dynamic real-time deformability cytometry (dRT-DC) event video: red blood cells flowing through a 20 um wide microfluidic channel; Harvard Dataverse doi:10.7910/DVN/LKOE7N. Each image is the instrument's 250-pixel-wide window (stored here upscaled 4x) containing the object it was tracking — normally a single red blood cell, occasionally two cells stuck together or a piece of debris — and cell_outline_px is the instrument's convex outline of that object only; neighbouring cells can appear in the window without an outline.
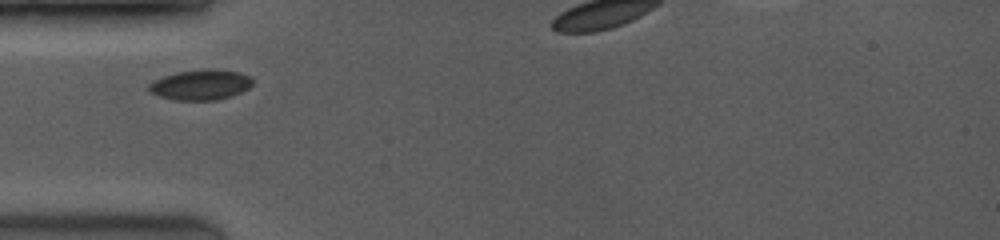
{"species": "common noctule bat (a hibernating species)", "species_latin": "Nyctalus noctula", "temperature_condition": "room temperature", "stored_images_in_passage": 5, "camera_frame_rate_fps": 3500, "um_per_image_px": 0.085, "animal": {"sex": "female", "body_mass_g": 19.0, "forearm_length_mm": 53.3}, "frame": {"image": 1, "passage_image": 2, "time_ms": 1.143, "image_size_px": [1000, 240], "cell_outline_px": [[252, 84], [248, 88], [232, 96], [216, 100], [172, 100], [148, 92], [148, 84], [164, 76], [176, 72], [204, 68], [216, 68], [240, 72], [248, 76], [252, 80]], "centroid_in_image_um": [17.04, 7.19], "position_along_channel_um": 68.0, "area_um2": 18.5}}
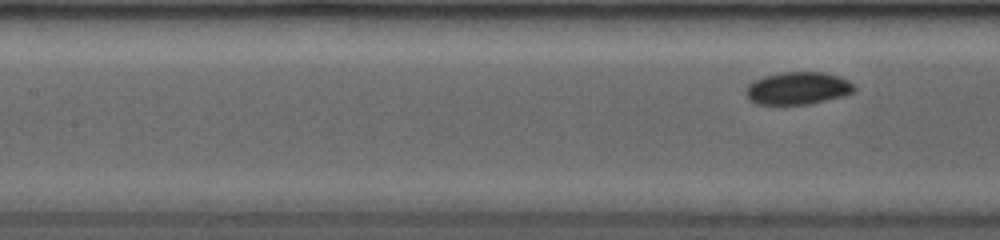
{"frame": {"image": 2, "passage_image": 5, "time_ms": 4.857, "image_size_px": [1000, 240], "cell_outline_px": [[856, 88], [852, 92], [844, 96], [808, 104], [756, 104], [748, 100], [744, 92], [748, 84], [764, 76], [780, 72], [824, 72], [840, 76], [848, 80]], "centroid_in_image_um": [67.79, 7.5], "position_along_channel_um": 139.6, "area_um2": 20.63}}